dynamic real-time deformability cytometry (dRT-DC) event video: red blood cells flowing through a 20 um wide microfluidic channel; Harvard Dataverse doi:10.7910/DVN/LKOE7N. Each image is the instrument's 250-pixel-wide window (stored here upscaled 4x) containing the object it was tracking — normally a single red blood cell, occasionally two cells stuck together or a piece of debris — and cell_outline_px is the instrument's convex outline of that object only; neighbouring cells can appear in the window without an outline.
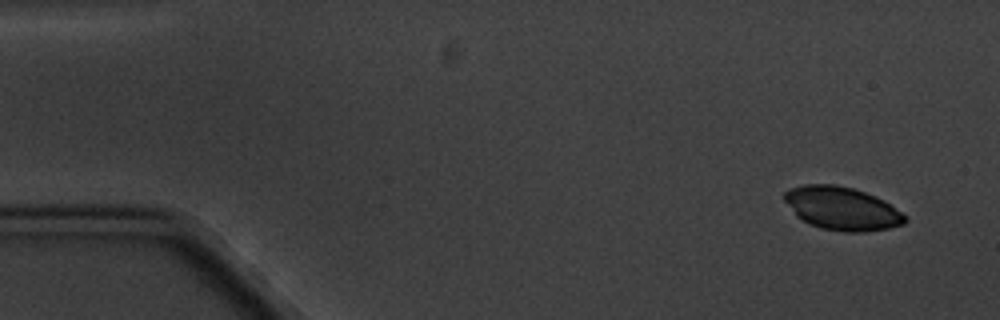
{"species": "common noctule bat (a hibernating species)", "species_latin": "Nyctalus noctula", "temperature_condition": "cold", "stored_images_in_passage": 4, "camera_frame_rate_fps": 3000, "um_per_image_px": 0.085, "animal": {"sex": "male", "body_mass_g": 20.1, "forearm_length_mm": 53.5}, "frame": {"image": 1, "passage_image": 1, "time_ms": 0.0, "image_size_px": [1000, 320], "cell_outline_px": [[908, 220], [904, 224], [888, 228], [864, 232], [844, 232], [820, 228], [808, 224], [796, 216], [784, 200], [784, 192], [788, 188], [804, 184], [836, 184], [852, 188], [876, 196], [884, 200], [908, 216]], "centroid_in_image_um": [71.57, 17.72], "position_along_channel_um": 13.4, "area_um2": 30.69}}